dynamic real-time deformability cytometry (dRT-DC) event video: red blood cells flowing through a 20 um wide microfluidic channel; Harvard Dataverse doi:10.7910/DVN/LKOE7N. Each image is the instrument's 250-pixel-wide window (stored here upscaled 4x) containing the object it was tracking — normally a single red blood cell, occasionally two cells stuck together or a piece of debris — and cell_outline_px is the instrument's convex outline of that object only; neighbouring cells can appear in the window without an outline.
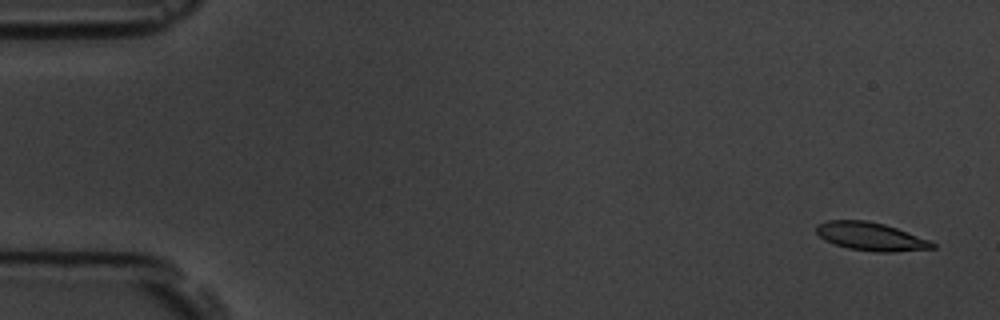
{"species": "common noctule bat (a hibernating species)", "species_latin": "Nyctalus noctula", "temperature_condition": "room temperature", "stored_images_in_passage": 5, "camera_frame_rate_fps": 3000, "um_per_image_px": 0.085, "animal": {"sex": "male", "body_mass_g": 19.5, "forearm_length_mm": 54.6}, "frame": {"image": 1, "passage_image": 1, "time_ms": 0.0, "image_size_px": [1000, 320], "cell_outline_px": [[936, 248], [892, 252], [876, 252], [848, 248], [832, 244], [824, 240], [816, 232], [816, 224], [828, 220], [868, 220], [884, 224], [896, 228], [928, 240], [936, 244]], "centroid_in_image_um": [73.97, 20.1], "position_along_channel_um": 11.0, "area_um2": 19.07}}
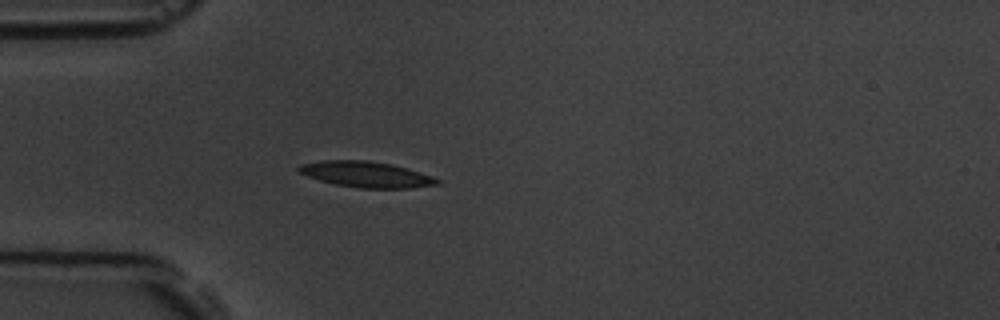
{"frame": {"image": 2, "passage_image": 5, "time_ms": 4.667, "image_size_px": [1000, 320], "cell_outline_px": [[440, 184], [408, 188], [360, 188], [336, 184], [320, 180], [308, 176], [300, 172], [296, 168], [300, 164], [320, 160], [368, 160], [392, 164], [408, 168], [432, 176], [440, 180]], "centroid_in_image_um": [31.13, 14.81], "position_along_channel_um": 53.9, "area_um2": 20.81}}